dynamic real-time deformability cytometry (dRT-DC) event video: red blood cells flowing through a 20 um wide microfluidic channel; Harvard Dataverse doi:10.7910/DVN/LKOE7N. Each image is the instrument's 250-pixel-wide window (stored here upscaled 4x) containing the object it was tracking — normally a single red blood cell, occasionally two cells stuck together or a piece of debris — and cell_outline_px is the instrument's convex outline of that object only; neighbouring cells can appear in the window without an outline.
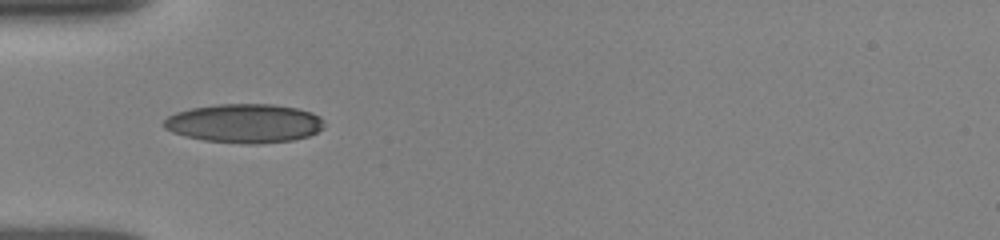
{"species": "human", "species_latin": "Homo sapiens", "temperature_condition": "room temperature", "stored_images_in_passage": 37, "camera_frame_rate_fps": 3000, "um_per_image_px": 0.085, "donor": {"sex": "female"}, "frame": {"image": 1, "passage_image": 3, "time_ms": 0.667, "image_size_px": [1000, 240], "cell_outline_px": [[324, 128], [308, 136], [292, 140], [256, 144], [248, 144], [204, 140], [184, 136], [172, 132], [164, 128], [160, 124], [168, 116], [176, 112], [192, 108], [216, 104], [272, 104], [296, 108], [312, 112], [320, 116], [324, 120]], "centroid_in_image_um": [20.77, 10.48], "position_along_channel_um": 64.2, "area_um2": 36.53}}
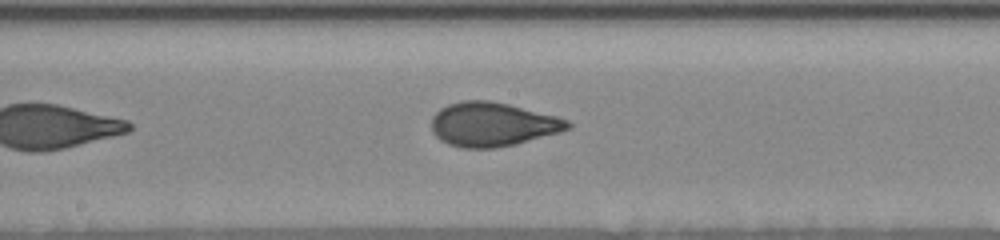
{"frame": {"image": 2, "passage_image": 11, "time_ms": 4.333, "image_size_px": [1000, 240], "cell_outline_px": [[572, 128], [560, 132], [516, 144], [492, 148], [464, 148], [448, 144], [440, 140], [432, 132], [432, 116], [440, 108], [448, 104], [464, 100], [488, 100], [508, 104], [556, 116], [568, 120], [572, 124]], "centroid_in_image_um": [41.86, 10.57], "position_along_channel_um": 206.3, "area_um2": 34.97}}
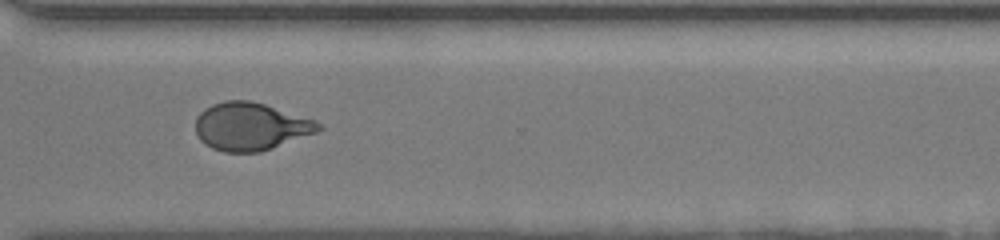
{"frame": {"image": 3, "passage_image": 26, "time_ms": 8.0, "image_size_px": [1000, 240], "cell_outline_px": [[324, 128], [316, 132], [260, 152], [224, 152], [212, 148], [204, 144], [200, 140], [196, 132], [196, 116], [204, 108], [212, 104], [224, 100], [252, 100], [316, 120]], "centroid_in_image_um": [21.28, 10.74], "position_along_channel_um": 349.3, "area_um2": 34.28}, "authors_computed_cell_mechanics": {"area_um2": 34.102, "velocity_mm_per_s": 3.8989, "shape_relaxation_time_tau1_ms": 4.4924, "shape_relaxation_time_tau2_ms": null, "deformation_change_tau1": 0.1664, "deformation_change_tau2": null}}